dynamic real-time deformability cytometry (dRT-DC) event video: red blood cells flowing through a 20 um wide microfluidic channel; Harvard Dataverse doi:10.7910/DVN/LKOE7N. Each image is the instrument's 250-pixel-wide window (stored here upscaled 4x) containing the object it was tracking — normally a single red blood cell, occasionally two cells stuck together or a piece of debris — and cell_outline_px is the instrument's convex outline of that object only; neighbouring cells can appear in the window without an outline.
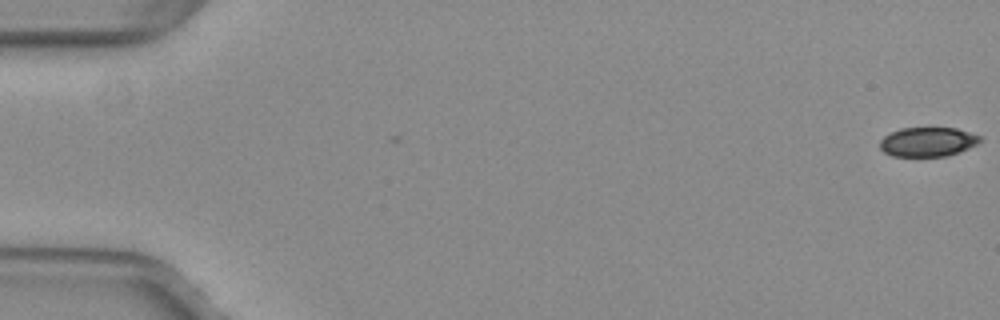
{"species": "common noctule bat (a hibernating species)", "species_latin": "Nyctalus noctula", "temperature_condition": "warm", "stored_images_in_passage": 3, "camera_frame_rate_fps": 3000, "um_per_image_px": 0.085, "animal": {"sex": "female", "body_mass_g": 29.2, "forearm_length_mm": 56.3}, "frame": {"image": 1, "passage_image": 1, "time_ms": 0.0, "image_size_px": [1000, 320], "cell_outline_px": [[984, 140], [968, 148], [948, 156], [892, 156], [884, 152], [880, 148], [880, 140], [884, 136], [900, 128], [956, 128], [984, 136]], "centroid_in_image_um": [78.9, 12.05], "position_along_channel_um": 6.1, "area_um2": 17.22}}